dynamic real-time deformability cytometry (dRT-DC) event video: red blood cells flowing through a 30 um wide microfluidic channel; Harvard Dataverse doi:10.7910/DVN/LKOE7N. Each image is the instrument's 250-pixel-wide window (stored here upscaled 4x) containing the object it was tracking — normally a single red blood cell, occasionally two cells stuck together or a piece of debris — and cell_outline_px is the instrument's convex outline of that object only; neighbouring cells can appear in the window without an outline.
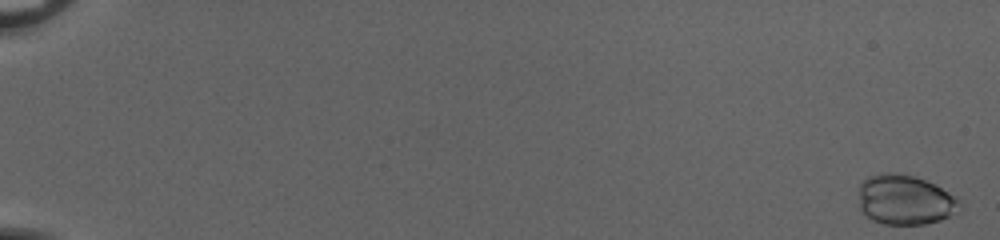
{"species": "common noctule bat (a hibernating species)", "species_latin": "Nyctalus noctula", "temperature_condition": "cold", "stored_images_in_passage": 19, "camera_frame_rate_fps": 3000, "um_per_image_px": 0.085, "animal": {"sex": "female", "body_mass_g": 20.0, "forearm_length_mm": 54.0}, "frame": {"image": 1, "passage_image": 1, "time_ms": 0.0, "image_size_px": [1000, 240], "cell_outline_px": [[956, 200], [948, 216], [940, 220], [924, 224], [884, 224], [872, 220], [860, 212], [860, 184], [868, 176], [884, 172], [892, 172], [912, 176], [924, 180], [940, 188], [952, 196]], "centroid_in_image_um": [76.77, 16.98], "position_along_channel_um": 8.2, "area_um2": 28.32}}
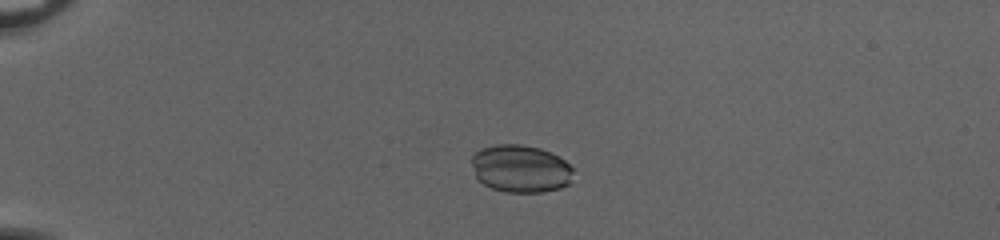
{"frame": {"image": 2, "passage_image": 15, "time_ms": 4.667, "image_size_px": [1000, 240], "cell_outline_px": [[572, 172], [568, 184], [560, 188], [544, 192], [504, 192], [492, 188], [476, 180], [472, 164], [472, 156], [480, 148], [496, 144], [520, 144], [540, 148], [552, 152], [564, 160], [572, 168]], "centroid_in_image_um": [44.22, 14.33], "position_along_channel_um": 40.8, "area_um2": 28.32}}